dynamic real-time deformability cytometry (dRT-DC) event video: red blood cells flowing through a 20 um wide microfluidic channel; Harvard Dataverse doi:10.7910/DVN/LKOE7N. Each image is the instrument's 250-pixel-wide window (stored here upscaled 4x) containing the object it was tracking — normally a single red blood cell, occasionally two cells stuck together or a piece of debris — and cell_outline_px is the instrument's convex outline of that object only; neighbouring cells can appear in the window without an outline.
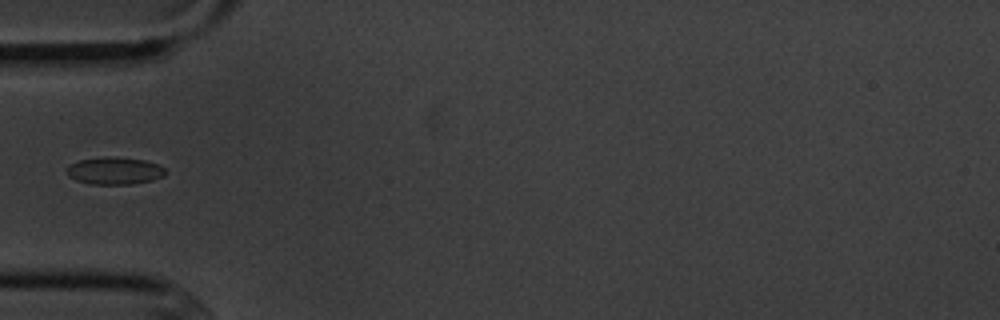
{"species": "common noctule bat (a hibernating species)", "species_latin": "Nyctalus noctula", "temperature_condition": "cold", "stored_images_in_passage": 4, "camera_frame_rate_fps": 3000, "um_per_image_px": 0.085, "animal": {"sex": "male", "body_mass_g": 20.1, "forearm_length_mm": 53.5}, "frame": {"image": 1, "passage_image": 4, "time_ms": 4.333, "image_size_px": [1000, 320], "cell_outline_px": [[168, 172], [164, 176], [152, 180], [132, 184], [92, 184], [76, 180], [68, 176], [68, 168], [72, 164], [80, 160], [104, 156], [112, 156], [144, 160], [156, 164], [164, 168]], "centroid_in_image_um": [9.77, 14.51], "position_along_channel_um": 75.2, "area_um2": 15.61}}